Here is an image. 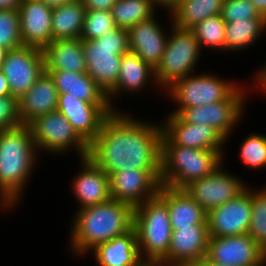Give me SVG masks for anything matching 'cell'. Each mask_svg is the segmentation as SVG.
I'll use <instances>...</instances> for the list:
<instances>
[{"instance_id":"obj_1","label":"cell","mask_w":266,"mask_h":266,"mask_svg":"<svg viewBox=\"0 0 266 266\" xmlns=\"http://www.w3.org/2000/svg\"><path fill=\"white\" fill-rule=\"evenodd\" d=\"M122 111L114 110L105 119L88 145L87 157L108 175L123 170L161 169V121L137 119L129 111Z\"/></svg>"},{"instance_id":"obj_2","label":"cell","mask_w":266,"mask_h":266,"mask_svg":"<svg viewBox=\"0 0 266 266\" xmlns=\"http://www.w3.org/2000/svg\"><path fill=\"white\" fill-rule=\"evenodd\" d=\"M69 223V254L83 259L82 256H89L98 245L133 229L134 207L111 198L104 203L76 210Z\"/></svg>"},{"instance_id":"obj_3","label":"cell","mask_w":266,"mask_h":266,"mask_svg":"<svg viewBox=\"0 0 266 266\" xmlns=\"http://www.w3.org/2000/svg\"><path fill=\"white\" fill-rule=\"evenodd\" d=\"M39 158L29 125L0 131L1 211H13L24 201L25 188L34 177Z\"/></svg>"},{"instance_id":"obj_4","label":"cell","mask_w":266,"mask_h":266,"mask_svg":"<svg viewBox=\"0 0 266 266\" xmlns=\"http://www.w3.org/2000/svg\"><path fill=\"white\" fill-rule=\"evenodd\" d=\"M226 150H207L175 145L161 137V185L183 189L189 183L212 174L227 159Z\"/></svg>"},{"instance_id":"obj_5","label":"cell","mask_w":266,"mask_h":266,"mask_svg":"<svg viewBox=\"0 0 266 266\" xmlns=\"http://www.w3.org/2000/svg\"><path fill=\"white\" fill-rule=\"evenodd\" d=\"M141 259L158 264L167 254L172 235L169 211L158 196L134 207V225Z\"/></svg>"},{"instance_id":"obj_6","label":"cell","mask_w":266,"mask_h":266,"mask_svg":"<svg viewBox=\"0 0 266 266\" xmlns=\"http://www.w3.org/2000/svg\"><path fill=\"white\" fill-rule=\"evenodd\" d=\"M86 73L107 95L117 83L122 55L129 51L128 32L116 27L93 40H82Z\"/></svg>"},{"instance_id":"obj_7","label":"cell","mask_w":266,"mask_h":266,"mask_svg":"<svg viewBox=\"0 0 266 266\" xmlns=\"http://www.w3.org/2000/svg\"><path fill=\"white\" fill-rule=\"evenodd\" d=\"M250 86L239 85L225 100L203 106L183 108L177 115L188 124L213 127L229 143L235 128L243 122L248 96L255 91L254 78ZM249 87V88H248ZM252 89V90H251ZM249 91L250 94L248 93Z\"/></svg>"},{"instance_id":"obj_8","label":"cell","mask_w":266,"mask_h":266,"mask_svg":"<svg viewBox=\"0 0 266 266\" xmlns=\"http://www.w3.org/2000/svg\"><path fill=\"white\" fill-rule=\"evenodd\" d=\"M202 51L192 30L170 28L163 56L154 69L155 80L161 91L173 82L198 72Z\"/></svg>"},{"instance_id":"obj_9","label":"cell","mask_w":266,"mask_h":266,"mask_svg":"<svg viewBox=\"0 0 266 266\" xmlns=\"http://www.w3.org/2000/svg\"><path fill=\"white\" fill-rule=\"evenodd\" d=\"M218 73L200 70L173 82L162 94L175 106L169 113L178 114L183 108L208 105L225 100L240 84L219 77Z\"/></svg>"},{"instance_id":"obj_10","label":"cell","mask_w":266,"mask_h":266,"mask_svg":"<svg viewBox=\"0 0 266 266\" xmlns=\"http://www.w3.org/2000/svg\"><path fill=\"white\" fill-rule=\"evenodd\" d=\"M29 127L39 155L48 152V155L65 156L73 151L79 159L88 155V144L58 110L39 116Z\"/></svg>"},{"instance_id":"obj_11","label":"cell","mask_w":266,"mask_h":266,"mask_svg":"<svg viewBox=\"0 0 266 266\" xmlns=\"http://www.w3.org/2000/svg\"><path fill=\"white\" fill-rule=\"evenodd\" d=\"M224 162L212 174L195 180L183 190L207 213L218 206L238 197L249 186L244 179L228 171ZM224 166V167H223Z\"/></svg>"},{"instance_id":"obj_12","label":"cell","mask_w":266,"mask_h":266,"mask_svg":"<svg viewBox=\"0 0 266 266\" xmlns=\"http://www.w3.org/2000/svg\"><path fill=\"white\" fill-rule=\"evenodd\" d=\"M1 71L7 78L11 96L19 99L45 71L43 51L30 46L8 50Z\"/></svg>"},{"instance_id":"obj_13","label":"cell","mask_w":266,"mask_h":266,"mask_svg":"<svg viewBox=\"0 0 266 266\" xmlns=\"http://www.w3.org/2000/svg\"><path fill=\"white\" fill-rule=\"evenodd\" d=\"M161 169L123 170L109 175L111 198L133 207L155 197L161 187Z\"/></svg>"},{"instance_id":"obj_14","label":"cell","mask_w":266,"mask_h":266,"mask_svg":"<svg viewBox=\"0 0 266 266\" xmlns=\"http://www.w3.org/2000/svg\"><path fill=\"white\" fill-rule=\"evenodd\" d=\"M206 258L220 265L261 266L266 261V253L247 233L210 237Z\"/></svg>"},{"instance_id":"obj_15","label":"cell","mask_w":266,"mask_h":266,"mask_svg":"<svg viewBox=\"0 0 266 266\" xmlns=\"http://www.w3.org/2000/svg\"><path fill=\"white\" fill-rule=\"evenodd\" d=\"M57 110L88 145L97 137L105 119L114 111L110 104H91L70 93L58 95Z\"/></svg>"},{"instance_id":"obj_16","label":"cell","mask_w":266,"mask_h":266,"mask_svg":"<svg viewBox=\"0 0 266 266\" xmlns=\"http://www.w3.org/2000/svg\"><path fill=\"white\" fill-rule=\"evenodd\" d=\"M250 185L238 197L207 213L210 237L247 234L251 223Z\"/></svg>"},{"instance_id":"obj_17","label":"cell","mask_w":266,"mask_h":266,"mask_svg":"<svg viewBox=\"0 0 266 266\" xmlns=\"http://www.w3.org/2000/svg\"><path fill=\"white\" fill-rule=\"evenodd\" d=\"M158 13L151 19L142 21L133 25L127 30L129 51L137 54L153 69L159 64L163 56L170 28L173 26L172 18L169 12V27L164 28L157 17Z\"/></svg>"},{"instance_id":"obj_18","label":"cell","mask_w":266,"mask_h":266,"mask_svg":"<svg viewBox=\"0 0 266 266\" xmlns=\"http://www.w3.org/2000/svg\"><path fill=\"white\" fill-rule=\"evenodd\" d=\"M78 161L81 167L79 166L77 174L71 178L69 187L78 203L76 210L111 199L109 175L88 157L80 158Z\"/></svg>"},{"instance_id":"obj_19","label":"cell","mask_w":266,"mask_h":266,"mask_svg":"<svg viewBox=\"0 0 266 266\" xmlns=\"http://www.w3.org/2000/svg\"><path fill=\"white\" fill-rule=\"evenodd\" d=\"M208 227H180L172 231L168 254L158 263L162 266H193L206 257Z\"/></svg>"},{"instance_id":"obj_20","label":"cell","mask_w":266,"mask_h":266,"mask_svg":"<svg viewBox=\"0 0 266 266\" xmlns=\"http://www.w3.org/2000/svg\"><path fill=\"white\" fill-rule=\"evenodd\" d=\"M161 122L163 133L175 144L207 150H225L226 140L205 124H188L177 114L167 113Z\"/></svg>"},{"instance_id":"obj_21","label":"cell","mask_w":266,"mask_h":266,"mask_svg":"<svg viewBox=\"0 0 266 266\" xmlns=\"http://www.w3.org/2000/svg\"><path fill=\"white\" fill-rule=\"evenodd\" d=\"M151 85L152 88H159L157 92L161 90L156 83L154 69L137 54L128 51L122 55L116 86L107 94L109 104L114 110H120L115 102L117 98H122L125 93L136 95L146 92L144 89L151 88Z\"/></svg>"},{"instance_id":"obj_22","label":"cell","mask_w":266,"mask_h":266,"mask_svg":"<svg viewBox=\"0 0 266 266\" xmlns=\"http://www.w3.org/2000/svg\"><path fill=\"white\" fill-rule=\"evenodd\" d=\"M23 46L43 50L52 41V11L41 0H21L18 6Z\"/></svg>"},{"instance_id":"obj_23","label":"cell","mask_w":266,"mask_h":266,"mask_svg":"<svg viewBox=\"0 0 266 266\" xmlns=\"http://www.w3.org/2000/svg\"><path fill=\"white\" fill-rule=\"evenodd\" d=\"M157 195L167 205L172 230L180 227H208L207 212L183 189L161 185Z\"/></svg>"},{"instance_id":"obj_24","label":"cell","mask_w":266,"mask_h":266,"mask_svg":"<svg viewBox=\"0 0 266 266\" xmlns=\"http://www.w3.org/2000/svg\"><path fill=\"white\" fill-rule=\"evenodd\" d=\"M58 95L52 77L44 71L35 84L18 99L22 125H29L39 116L56 111Z\"/></svg>"},{"instance_id":"obj_25","label":"cell","mask_w":266,"mask_h":266,"mask_svg":"<svg viewBox=\"0 0 266 266\" xmlns=\"http://www.w3.org/2000/svg\"><path fill=\"white\" fill-rule=\"evenodd\" d=\"M98 266H143L137 245V234L133 228L125 235L98 245L89 255Z\"/></svg>"},{"instance_id":"obj_26","label":"cell","mask_w":266,"mask_h":266,"mask_svg":"<svg viewBox=\"0 0 266 266\" xmlns=\"http://www.w3.org/2000/svg\"><path fill=\"white\" fill-rule=\"evenodd\" d=\"M52 77L58 94L67 93L91 104H109L107 95L86 73L45 70Z\"/></svg>"},{"instance_id":"obj_27","label":"cell","mask_w":266,"mask_h":266,"mask_svg":"<svg viewBox=\"0 0 266 266\" xmlns=\"http://www.w3.org/2000/svg\"><path fill=\"white\" fill-rule=\"evenodd\" d=\"M42 51L45 70L87 71L81 38L52 40Z\"/></svg>"},{"instance_id":"obj_28","label":"cell","mask_w":266,"mask_h":266,"mask_svg":"<svg viewBox=\"0 0 266 266\" xmlns=\"http://www.w3.org/2000/svg\"><path fill=\"white\" fill-rule=\"evenodd\" d=\"M266 33L265 18H248L226 23L225 53L242 52L254 46Z\"/></svg>"},{"instance_id":"obj_29","label":"cell","mask_w":266,"mask_h":266,"mask_svg":"<svg viewBox=\"0 0 266 266\" xmlns=\"http://www.w3.org/2000/svg\"><path fill=\"white\" fill-rule=\"evenodd\" d=\"M86 9L81 0H71L52 11V40L80 38Z\"/></svg>"},{"instance_id":"obj_30","label":"cell","mask_w":266,"mask_h":266,"mask_svg":"<svg viewBox=\"0 0 266 266\" xmlns=\"http://www.w3.org/2000/svg\"><path fill=\"white\" fill-rule=\"evenodd\" d=\"M224 0H180L170 12L173 25L192 29L207 17L220 15Z\"/></svg>"},{"instance_id":"obj_31","label":"cell","mask_w":266,"mask_h":266,"mask_svg":"<svg viewBox=\"0 0 266 266\" xmlns=\"http://www.w3.org/2000/svg\"><path fill=\"white\" fill-rule=\"evenodd\" d=\"M111 12L115 26L128 30L161 11H158L149 0H117Z\"/></svg>"},{"instance_id":"obj_32","label":"cell","mask_w":266,"mask_h":266,"mask_svg":"<svg viewBox=\"0 0 266 266\" xmlns=\"http://www.w3.org/2000/svg\"><path fill=\"white\" fill-rule=\"evenodd\" d=\"M225 26L226 23L220 14L207 17L191 29L202 52L204 48L217 51L218 54L225 52Z\"/></svg>"},{"instance_id":"obj_33","label":"cell","mask_w":266,"mask_h":266,"mask_svg":"<svg viewBox=\"0 0 266 266\" xmlns=\"http://www.w3.org/2000/svg\"><path fill=\"white\" fill-rule=\"evenodd\" d=\"M250 199L252 213L248 234L266 253V184L258 189L250 186Z\"/></svg>"},{"instance_id":"obj_34","label":"cell","mask_w":266,"mask_h":266,"mask_svg":"<svg viewBox=\"0 0 266 266\" xmlns=\"http://www.w3.org/2000/svg\"><path fill=\"white\" fill-rule=\"evenodd\" d=\"M239 145V158L245 168L253 171L266 168V134L250 133Z\"/></svg>"},{"instance_id":"obj_35","label":"cell","mask_w":266,"mask_h":266,"mask_svg":"<svg viewBox=\"0 0 266 266\" xmlns=\"http://www.w3.org/2000/svg\"><path fill=\"white\" fill-rule=\"evenodd\" d=\"M0 46L7 50L23 46L18 8L0 9Z\"/></svg>"},{"instance_id":"obj_36","label":"cell","mask_w":266,"mask_h":266,"mask_svg":"<svg viewBox=\"0 0 266 266\" xmlns=\"http://www.w3.org/2000/svg\"><path fill=\"white\" fill-rule=\"evenodd\" d=\"M115 28L111 10H86L80 38L82 40H93Z\"/></svg>"},{"instance_id":"obj_37","label":"cell","mask_w":266,"mask_h":266,"mask_svg":"<svg viewBox=\"0 0 266 266\" xmlns=\"http://www.w3.org/2000/svg\"><path fill=\"white\" fill-rule=\"evenodd\" d=\"M221 15L225 23L248 18H264L251 0H224Z\"/></svg>"},{"instance_id":"obj_38","label":"cell","mask_w":266,"mask_h":266,"mask_svg":"<svg viewBox=\"0 0 266 266\" xmlns=\"http://www.w3.org/2000/svg\"><path fill=\"white\" fill-rule=\"evenodd\" d=\"M21 125L18 99L11 95L0 96V131Z\"/></svg>"},{"instance_id":"obj_39","label":"cell","mask_w":266,"mask_h":266,"mask_svg":"<svg viewBox=\"0 0 266 266\" xmlns=\"http://www.w3.org/2000/svg\"><path fill=\"white\" fill-rule=\"evenodd\" d=\"M86 10H103L112 9L117 0H81Z\"/></svg>"},{"instance_id":"obj_40","label":"cell","mask_w":266,"mask_h":266,"mask_svg":"<svg viewBox=\"0 0 266 266\" xmlns=\"http://www.w3.org/2000/svg\"><path fill=\"white\" fill-rule=\"evenodd\" d=\"M260 68H257L258 71H255L256 75L253 76L255 83V90H257L260 94H264L266 96V63Z\"/></svg>"},{"instance_id":"obj_41","label":"cell","mask_w":266,"mask_h":266,"mask_svg":"<svg viewBox=\"0 0 266 266\" xmlns=\"http://www.w3.org/2000/svg\"><path fill=\"white\" fill-rule=\"evenodd\" d=\"M157 9L162 11L171 12L180 0H149Z\"/></svg>"},{"instance_id":"obj_42","label":"cell","mask_w":266,"mask_h":266,"mask_svg":"<svg viewBox=\"0 0 266 266\" xmlns=\"http://www.w3.org/2000/svg\"><path fill=\"white\" fill-rule=\"evenodd\" d=\"M11 95L10 87L7 81V78L0 69V96Z\"/></svg>"},{"instance_id":"obj_43","label":"cell","mask_w":266,"mask_h":266,"mask_svg":"<svg viewBox=\"0 0 266 266\" xmlns=\"http://www.w3.org/2000/svg\"><path fill=\"white\" fill-rule=\"evenodd\" d=\"M21 0H0V9L18 8Z\"/></svg>"},{"instance_id":"obj_44","label":"cell","mask_w":266,"mask_h":266,"mask_svg":"<svg viewBox=\"0 0 266 266\" xmlns=\"http://www.w3.org/2000/svg\"><path fill=\"white\" fill-rule=\"evenodd\" d=\"M261 16L266 19V0H251Z\"/></svg>"},{"instance_id":"obj_45","label":"cell","mask_w":266,"mask_h":266,"mask_svg":"<svg viewBox=\"0 0 266 266\" xmlns=\"http://www.w3.org/2000/svg\"><path fill=\"white\" fill-rule=\"evenodd\" d=\"M41 1L49 5L51 8H56L64 5L67 2H70L71 0H41Z\"/></svg>"},{"instance_id":"obj_46","label":"cell","mask_w":266,"mask_h":266,"mask_svg":"<svg viewBox=\"0 0 266 266\" xmlns=\"http://www.w3.org/2000/svg\"><path fill=\"white\" fill-rule=\"evenodd\" d=\"M193 266H229V265L216 264L212 261H209L206 257H204L200 262L196 263Z\"/></svg>"},{"instance_id":"obj_47","label":"cell","mask_w":266,"mask_h":266,"mask_svg":"<svg viewBox=\"0 0 266 266\" xmlns=\"http://www.w3.org/2000/svg\"><path fill=\"white\" fill-rule=\"evenodd\" d=\"M7 51H8L7 49L0 46V69H1L2 63L5 59V55H6Z\"/></svg>"},{"instance_id":"obj_48","label":"cell","mask_w":266,"mask_h":266,"mask_svg":"<svg viewBox=\"0 0 266 266\" xmlns=\"http://www.w3.org/2000/svg\"><path fill=\"white\" fill-rule=\"evenodd\" d=\"M143 266H159V264H149V263H145Z\"/></svg>"}]
</instances>
